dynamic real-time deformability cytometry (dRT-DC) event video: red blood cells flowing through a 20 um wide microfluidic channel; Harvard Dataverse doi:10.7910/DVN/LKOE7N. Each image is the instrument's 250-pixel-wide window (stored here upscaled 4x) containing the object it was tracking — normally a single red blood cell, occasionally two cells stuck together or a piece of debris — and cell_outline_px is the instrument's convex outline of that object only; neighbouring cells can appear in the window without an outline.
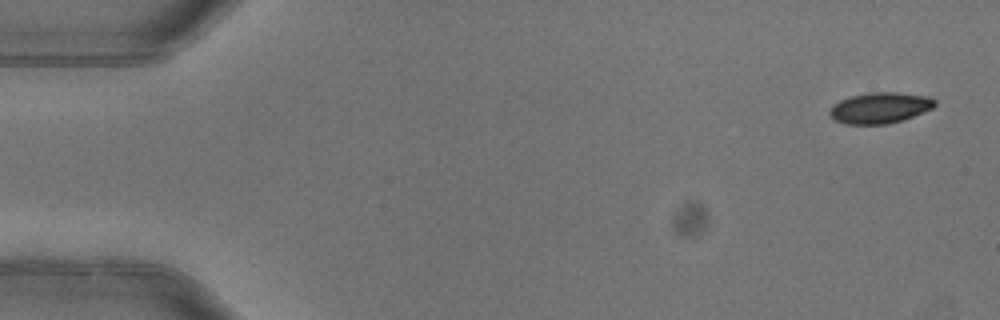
{"species": "common noctule bat (a hibernating species)", "species_latin": "Nyctalus noctula", "temperature_condition": "warm", "stored_images_in_passage": 4, "camera_frame_rate_fps": 3000, "um_per_image_px": 0.085, "animal": {"sex": "female"}, "frame": {"image": 1, "passage_image": 1, "time_ms": 0.0, "image_size_px": [1000, 320], "cell_outline_px": [[936, 104], [932, 108], [912, 116], [888, 124], [844, 124], [828, 116], [828, 108], [832, 104], [840, 100], [852, 96], [868, 92], [896, 92], [932, 96], [936, 100]], "centroid_in_image_um": [74.76, 9.15], "position_along_channel_um": 10.2, "area_um2": 19.13}}